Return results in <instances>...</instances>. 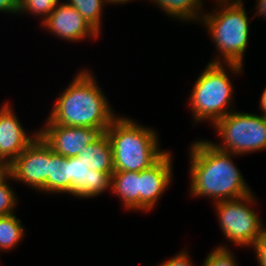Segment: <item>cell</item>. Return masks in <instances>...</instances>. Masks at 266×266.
I'll return each instance as SVG.
<instances>
[{
	"label": "cell",
	"instance_id": "6da1fadb",
	"mask_svg": "<svg viewBox=\"0 0 266 266\" xmlns=\"http://www.w3.org/2000/svg\"><path fill=\"white\" fill-rule=\"evenodd\" d=\"M190 147V195L206 196L216 203L252 193L231 159L232 153L218 150L207 139L197 140Z\"/></svg>",
	"mask_w": 266,
	"mask_h": 266
},
{
	"label": "cell",
	"instance_id": "7a4b0ae2",
	"mask_svg": "<svg viewBox=\"0 0 266 266\" xmlns=\"http://www.w3.org/2000/svg\"><path fill=\"white\" fill-rule=\"evenodd\" d=\"M93 73L80 71L58 96L47 118L53 124L108 128L117 117Z\"/></svg>",
	"mask_w": 266,
	"mask_h": 266
},
{
	"label": "cell",
	"instance_id": "3957f363",
	"mask_svg": "<svg viewBox=\"0 0 266 266\" xmlns=\"http://www.w3.org/2000/svg\"><path fill=\"white\" fill-rule=\"evenodd\" d=\"M157 132L126 116H117L106 130L114 171L140 172L156 163L167 150H160Z\"/></svg>",
	"mask_w": 266,
	"mask_h": 266
},
{
	"label": "cell",
	"instance_id": "277c9868",
	"mask_svg": "<svg viewBox=\"0 0 266 266\" xmlns=\"http://www.w3.org/2000/svg\"><path fill=\"white\" fill-rule=\"evenodd\" d=\"M214 2L217 8L208 14L204 13L200 21L207 28L221 56L216 55L209 63L224 62L243 66L250 32L246 8L243 7L242 0Z\"/></svg>",
	"mask_w": 266,
	"mask_h": 266
},
{
	"label": "cell",
	"instance_id": "5b68a950",
	"mask_svg": "<svg viewBox=\"0 0 266 266\" xmlns=\"http://www.w3.org/2000/svg\"><path fill=\"white\" fill-rule=\"evenodd\" d=\"M224 65L234 75L243 71V66L238 64L208 63L197 77L188 99L196 124L205 120L213 125L235 110L232 108L234 89Z\"/></svg>",
	"mask_w": 266,
	"mask_h": 266
},
{
	"label": "cell",
	"instance_id": "8992f818",
	"mask_svg": "<svg viewBox=\"0 0 266 266\" xmlns=\"http://www.w3.org/2000/svg\"><path fill=\"white\" fill-rule=\"evenodd\" d=\"M220 142L209 141L215 148L234 156L266 149V117L232 111L214 124Z\"/></svg>",
	"mask_w": 266,
	"mask_h": 266
},
{
	"label": "cell",
	"instance_id": "52a82bcc",
	"mask_svg": "<svg viewBox=\"0 0 266 266\" xmlns=\"http://www.w3.org/2000/svg\"><path fill=\"white\" fill-rule=\"evenodd\" d=\"M256 199L250 193L238 199L214 203L223 235L239 247H252L261 237L262 219L251 207Z\"/></svg>",
	"mask_w": 266,
	"mask_h": 266
},
{
	"label": "cell",
	"instance_id": "ba28073f",
	"mask_svg": "<svg viewBox=\"0 0 266 266\" xmlns=\"http://www.w3.org/2000/svg\"><path fill=\"white\" fill-rule=\"evenodd\" d=\"M52 169L53 151L39 135L8 166L12 180L38 189V192H46V182L52 177Z\"/></svg>",
	"mask_w": 266,
	"mask_h": 266
},
{
	"label": "cell",
	"instance_id": "9c48e42d",
	"mask_svg": "<svg viewBox=\"0 0 266 266\" xmlns=\"http://www.w3.org/2000/svg\"><path fill=\"white\" fill-rule=\"evenodd\" d=\"M107 129L64 126L47 119L44 128L37 132L53 152L70 158L79 156L87 145L98 142Z\"/></svg>",
	"mask_w": 266,
	"mask_h": 266
},
{
	"label": "cell",
	"instance_id": "30bf717a",
	"mask_svg": "<svg viewBox=\"0 0 266 266\" xmlns=\"http://www.w3.org/2000/svg\"><path fill=\"white\" fill-rule=\"evenodd\" d=\"M41 25L57 38L70 42H79L88 37L96 39L100 36L84 17L66 1L59 2Z\"/></svg>",
	"mask_w": 266,
	"mask_h": 266
},
{
	"label": "cell",
	"instance_id": "8fae6325",
	"mask_svg": "<svg viewBox=\"0 0 266 266\" xmlns=\"http://www.w3.org/2000/svg\"><path fill=\"white\" fill-rule=\"evenodd\" d=\"M171 153L167 152L152 166L139 172V211L147 212L156 206L172 181Z\"/></svg>",
	"mask_w": 266,
	"mask_h": 266
},
{
	"label": "cell",
	"instance_id": "7c38bea8",
	"mask_svg": "<svg viewBox=\"0 0 266 266\" xmlns=\"http://www.w3.org/2000/svg\"><path fill=\"white\" fill-rule=\"evenodd\" d=\"M12 106L7 102L0 107V160L9 166L37 137L38 132L29 136Z\"/></svg>",
	"mask_w": 266,
	"mask_h": 266
},
{
	"label": "cell",
	"instance_id": "4fadbf2b",
	"mask_svg": "<svg viewBox=\"0 0 266 266\" xmlns=\"http://www.w3.org/2000/svg\"><path fill=\"white\" fill-rule=\"evenodd\" d=\"M112 176L91 170L78 156L69 158V194L80 198L97 197L111 191Z\"/></svg>",
	"mask_w": 266,
	"mask_h": 266
},
{
	"label": "cell",
	"instance_id": "5bb4252c",
	"mask_svg": "<svg viewBox=\"0 0 266 266\" xmlns=\"http://www.w3.org/2000/svg\"><path fill=\"white\" fill-rule=\"evenodd\" d=\"M139 179V172L135 171H114L112 174L111 191L126 209L139 211Z\"/></svg>",
	"mask_w": 266,
	"mask_h": 266
},
{
	"label": "cell",
	"instance_id": "9a60e30c",
	"mask_svg": "<svg viewBox=\"0 0 266 266\" xmlns=\"http://www.w3.org/2000/svg\"><path fill=\"white\" fill-rule=\"evenodd\" d=\"M78 157L91 170L109 173L111 176L114 172L112 148L106 134L98 142L87 145Z\"/></svg>",
	"mask_w": 266,
	"mask_h": 266
},
{
	"label": "cell",
	"instance_id": "2e32d148",
	"mask_svg": "<svg viewBox=\"0 0 266 266\" xmlns=\"http://www.w3.org/2000/svg\"><path fill=\"white\" fill-rule=\"evenodd\" d=\"M167 14L177 20L199 22L203 16V0H150ZM202 9V10H201ZM202 14V15H201Z\"/></svg>",
	"mask_w": 266,
	"mask_h": 266
},
{
	"label": "cell",
	"instance_id": "e0dca14e",
	"mask_svg": "<svg viewBox=\"0 0 266 266\" xmlns=\"http://www.w3.org/2000/svg\"><path fill=\"white\" fill-rule=\"evenodd\" d=\"M46 193L69 194V158L53 152L52 177L46 182Z\"/></svg>",
	"mask_w": 266,
	"mask_h": 266
},
{
	"label": "cell",
	"instance_id": "ac0fdd59",
	"mask_svg": "<svg viewBox=\"0 0 266 266\" xmlns=\"http://www.w3.org/2000/svg\"><path fill=\"white\" fill-rule=\"evenodd\" d=\"M22 225L15 214L0 216V251L16 248L25 235Z\"/></svg>",
	"mask_w": 266,
	"mask_h": 266
},
{
	"label": "cell",
	"instance_id": "d6986e66",
	"mask_svg": "<svg viewBox=\"0 0 266 266\" xmlns=\"http://www.w3.org/2000/svg\"><path fill=\"white\" fill-rule=\"evenodd\" d=\"M67 1V0H66ZM68 5L74 7L99 34L102 27L103 6L106 0H68Z\"/></svg>",
	"mask_w": 266,
	"mask_h": 266
},
{
	"label": "cell",
	"instance_id": "ffe728a7",
	"mask_svg": "<svg viewBox=\"0 0 266 266\" xmlns=\"http://www.w3.org/2000/svg\"><path fill=\"white\" fill-rule=\"evenodd\" d=\"M61 0H19L20 13H31V15L40 16L43 18L42 23L49 17L50 13L55 9V6Z\"/></svg>",
	"mask_w": 266,
	"mask_h": 266
},
{
	"label": "cell",
	"instance_id": "44dd1931",
	"mask_svg": "<svg viewBox=\"0 0 266 266\" xmlns=\"http://www.w3.org/2000/svg\"><path fill=\"white\" fill-rule=\"evenodd\" d=\"M8 179H12L9 172L0 179V216L14 214V208L17 207V195L7 183Z\"/></svg>",
	"mask_w": 266,
	"mask_h": 266
},
{
	"label": "cell",
	"instance_id": "7402d4cb",
	"mask_svg": "<svg viewBox=\"0 0 266 266\" xmlns=\"http://www.w3.org/2000/svg\"><path fill=\"white\" fill-rule=\"evenodd\" d=\"M203 263L202 266H238L233 252L226 245L213 249Z\"/></svg>",
	"mask_w": 266,
	"mask_h": 266
},
{
	"label": "cell",
	"instance_id": "603a6c76",
	"mask_svg": "<svg viewBox=\"0 0 266 266\" xmlns=\"http://www.w3.org/2000/svg\"><path fill=\"white\" fill-rule=\"evenodd\" d=\"M191 261L192 260L190 255H188V252L186 250H182L170 258V260L162 262L157 266H193L194 264H192Z\"/></svg>",
	"mask_w": 266,
	"mask_h": 266
},
{
	"label": "cell",
	"instance_id": "cb8c5ba5",
	"mask_svg": "<svg viewBox=\"0 0 266 266\" xmlns=\"http://www.w3.org/2000/svg\"><path fill=\"white\" fill-rule=\"evenodd\" d=\"M259 266H266V239H259L253 246Z\"/></svg>",
	"mask_w": 266,
	"mask_h": 266
},
{
	"label": "cell",
	"instance_id": "d4e9b609",
	"mask_svg": "<svg viewBox=\"0 0 266 266\" xmlns=\"http://www.w3.org/2000/svg\"><path fill=\"white\" fill-rule=\"evenodd\" d=\"M19 0H0V12L18 14Z\"/></svg>",
	"mask_w": 266,
	"mask_h": 266
},
{
	"label": "cell",
	"instance_id": "484cf974",
	"mask_svg": "<svg viewBox=\"0 0 266 266\" xmlns=\"http://www.w3.org/2000/svg\"><path fill=\"white\" fill-rule=\"evenodd\" d=\"M257 6L255 7V9L257 10L255 15L253 17H255L256 15L258 16H263L264 19H266V0H258L257 1Z\"/></svg>",
	"mask_w": 266,
	"mask_h": 266
},
{
	"label": "cell",
	"instance_id": "4316f807",
	"mask_svg": "<svg viewBox=\"0 0 266 266\" xmlns=\"http://www.w3.org/2000/svg\"><path fill=\"white\" fill-rule=\"evenodd\" d=\"M260 109L263 112V116L266 117V88L262 92L261 99H260Z\"/></svg>",
	"mask_w": 266,
	"mask_h": 266
},
{
	"label": "cell",
	"instance_id": "83f0119b",
	"mask_svg": "<svg viewBox=\"0 0 266 266\" xmlns=\"http://www.w3.org/2000/svg\"><path fill=\"white\" fill-rule=\"evenodd\" d=\"M8 172V166L2 160H0V179L3 178Z\"/></svg>",
	"mask_w": 266,
	"mask_h": 266
},
{
	"label": "cell",
	"instance_id": "f1b7e54d",
	"mask_svg": "<svg viewBox=\"0 0 266 266\" xmlns=\"http://www.w3.org/2000/svg\"><path fill=\"white\" fill-rule=\"evenodd\" d=\"M108 4H125L127 2H132L133 0H106Z\"/></svg>",
	"mask_w": 266,
	"mask_h": 266
},
{
	"label": "cell",
	"instance_id": "f546056e",
	"mask_svg": "<svg viewBox=\"0 0 266 266\" xmlns=\"http://www.w3.org/2000/svg\"><path fill=\"white\" fill-rule=\"evenodd\" d=\"M259 239H266V227L263 225L262 222V228H261V237Z\"/></svg>",
	"mask_w": 266,
	"mask_h": 266
}]
</instances>
